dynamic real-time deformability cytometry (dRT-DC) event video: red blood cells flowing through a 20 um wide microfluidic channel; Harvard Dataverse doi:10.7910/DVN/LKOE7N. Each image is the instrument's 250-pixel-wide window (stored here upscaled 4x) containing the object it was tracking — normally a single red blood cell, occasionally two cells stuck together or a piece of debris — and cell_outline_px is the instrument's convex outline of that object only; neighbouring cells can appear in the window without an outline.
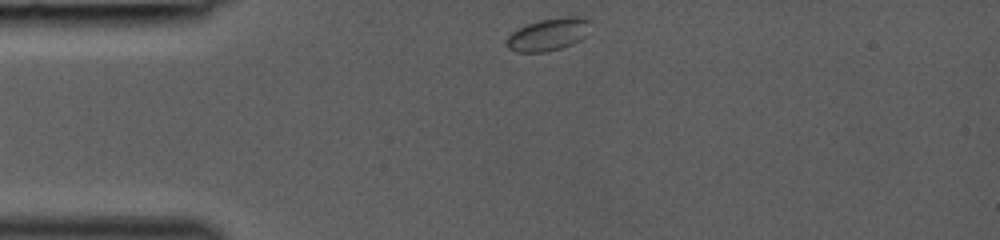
{"species": "common noctule bat (a hibernating species)", "species_latin": "Nyctalus noctula", "temperature_condition": "room temperature", "stored_images_in_passage": 32, "camera_frame_rate_fps": 3000, "um_per_image_px": 0.085, "animal": {"sex": "female", "body_mass_g": 19.0, "forearm_length_mm": 53.3}, "frame": {"image": 1, "passage_image": 1, "time_ms": 0.0, "image_size_px": [1000, 240], "cell_outline_px": [[592, 20], [584, 36], [580, 40], [572, 44], [560, 48], [544, 52], [516, 52], [508, 48], [504, 44], [508, 36], [512, 32], [528, 24], [540, 20], [564, 16], [580, 16]], "centroid_in_image_um": [46.6, 2.92], "position_along_channel_um": 38.4, "area_um2": 15.84}}
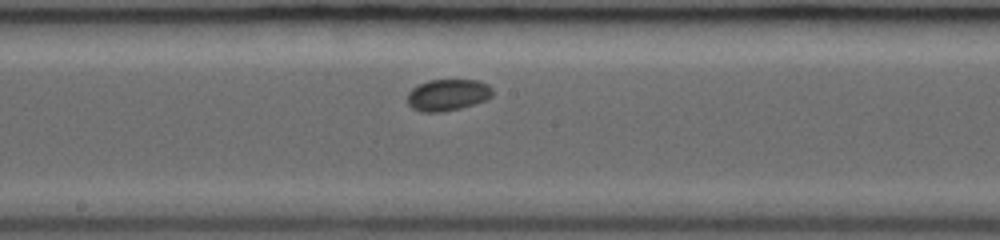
{"frame": {"image": 2, "passage_image": 15, "time_ms": 4.667, "image_size_px": [1000, 240], "cell_outline_px": [[492, 96], [488, 100], [460, 108], [440, 112], [420, 112], [412, 108], [408, 104], [408, 92], [412, 88], [428, 80], [476, 80], [488, 84], [492, 88]], "centroid_in_image_um": [38.06, 8.07], "position_along_channel_um": 210.1, "area_um2": 15.72}}
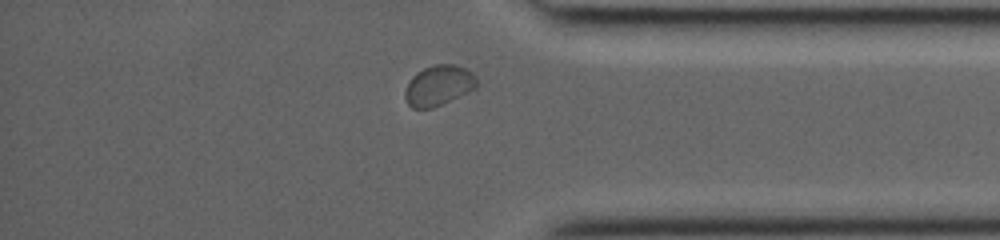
{"frame": {"image": 3, "passage_image": 28, "time_ms": 9.0, "image_size_px": [1000, 240], "cell_outline_px": [[476, 88], [468, 92], [432, 108], [412, 108], [408, 104], [404, 96], [404, 92], [412, 76], [416, 72], [424, 68], [436, 64], [456, 64], [472, 72], [476, 76]], "centroid_in_image_um": [37.27, 7.25], "position_along_channel_um": 397.9, "area_um2": 16.76}}